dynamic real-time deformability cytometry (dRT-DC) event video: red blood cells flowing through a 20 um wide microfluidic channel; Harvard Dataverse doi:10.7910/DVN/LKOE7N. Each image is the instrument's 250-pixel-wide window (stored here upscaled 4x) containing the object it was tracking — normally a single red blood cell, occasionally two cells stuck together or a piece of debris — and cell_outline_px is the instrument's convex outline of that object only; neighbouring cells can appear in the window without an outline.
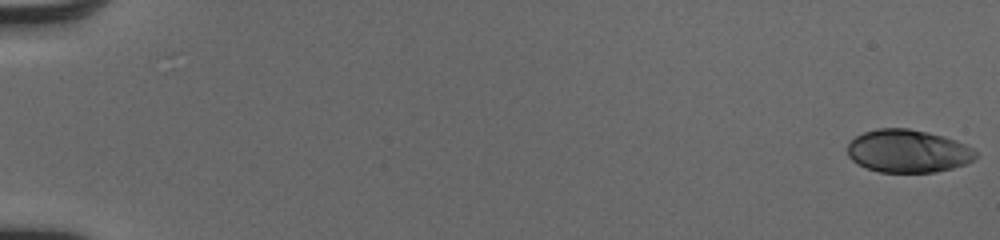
{"species": "human", "species_latin": "Homo sapiens", "temperature_condition": "cold", "stored_images_in_passage": 52, "camera_frame_rate_fps": 3000, "um_per_image_px": 0.085, "donor": {"sex": "male"}, "frame": {"image": 1, "passage_image": 1, "time_ms": 0.0, "image_size_px": [1000, 240], "cell_outline_px": [[976, 156], [972, 160], [964, 164], [952, 168], [936, 172], [880, 172], [864, 168], [852, 160], [848, 156], [848, 144], [856, 136], [864, 132], [876, 128], [908, 128], [928, 132], [944, 136], [956, 140], [972, 148], [976, 152]], "centroid_in_image_um": [77.15, 12.84], "position_along_channel_um": 7.8, "area_um2": 32.08}}
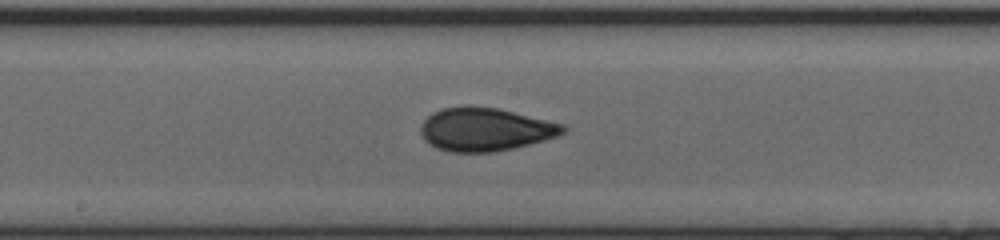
{"frame": {"image": 2, "passage_image": 30, "time_ms": 9.667, "image_size_px": [1000, 240], "cell_outline_px": [[568, 128], [564, 132], [556, 136], [544, 140], [496, 152], [448, 152], [436, 148], [428, 144], [424, 140], [420, 132], [420, 124], [432, 112], [440, 108], [468, 104], [500, 108], [564, 124]], "centroid_in_image_um": [41.19, 10.97], "position_along_channel_um": 207.0, "area_um2": 36.47}}
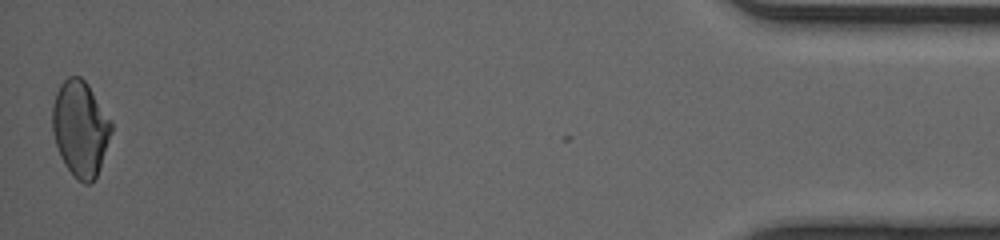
{"frame": {"image": 3, "passage_image": 52, "time_ms": 17.0, "image_size_px": [1000, 240], "cell_outline_px": [[112, 132], [100, 168], [96, 176], [88, 184], [84, 184], [76, 180], [72, 176], [64, 164], [60, 156], [56, 144], [52, 128], [52, 104], [56, 92], [60, 84], [68, 76], [80, 76], [88, 84], [112, 120]], "centroid_in_image_um": [6.83, 10.92], "position_along_channel_um": 428.4, "area_um2": 33.18}, "authors_computed_cell_mechanics": {"area_um2": 33.9864, "velocity_mm_per_s": 4.1097, "shape_relaxation_time_tau1_ms": 3.6696, "shape_relaxation_time_tau2_ms": 1.1289, "deformation_change_tau1": 0.141, "deformation_change_tau2": 0.0499}}